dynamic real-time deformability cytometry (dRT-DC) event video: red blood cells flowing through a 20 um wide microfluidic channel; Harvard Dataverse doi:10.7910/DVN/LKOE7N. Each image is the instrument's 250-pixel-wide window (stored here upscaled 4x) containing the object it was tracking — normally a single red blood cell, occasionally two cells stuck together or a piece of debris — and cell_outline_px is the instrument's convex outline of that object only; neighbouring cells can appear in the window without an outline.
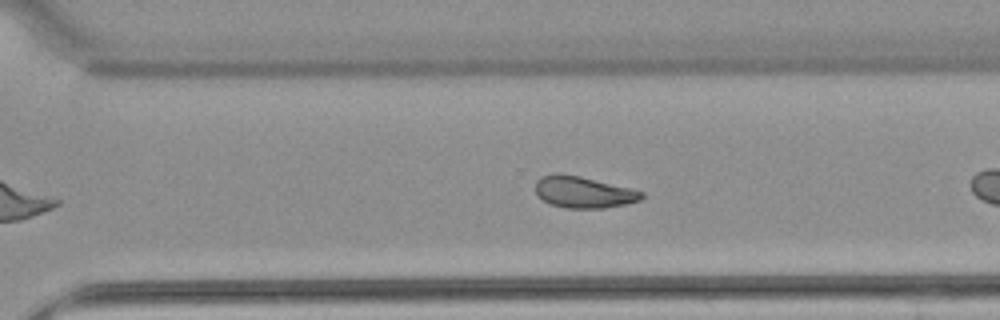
{"species": "common noctule bat (a hibernating species)", "species_latin": "Nyctalus noctula", "temperature_condition": "warm", "stored_images_in_passage": 31, "camera_frame_rate_fps": 3000, "um_per_image_px": 0.085, "animal": {"sex": "female", "body_mass_g": 22.7, "forearm_length_mm": 54.2}, "frame": {"image": 1, "passage_image": 22, "time_ms": 7.0, "image_size_px": [1000, 320], "cell_outline_px": [[644, 196], [640, 200], [624, 204], [604, 208], [564, 208], [548, 204], [536, 196], [536, 180], [540, 176], [552, 172], [560, 172], [580, 176], [632, 188], [644, 192]], "centroid_in_image_um": [49.54, 16.31], "position_along_channel_um": 321.1, "area_um2": 19.94}, "authors_computed_cell_mechanics": {"area_um2": 19.7676, "velocity_mm_per_s": 3.8422, "shape_relaxation_time_tau1_ms": null, "shape_relaxation_time_tau2_ms": 4.2364, "deformation_change_tau1": null, "deformation_change_tau2": 0.1122}}